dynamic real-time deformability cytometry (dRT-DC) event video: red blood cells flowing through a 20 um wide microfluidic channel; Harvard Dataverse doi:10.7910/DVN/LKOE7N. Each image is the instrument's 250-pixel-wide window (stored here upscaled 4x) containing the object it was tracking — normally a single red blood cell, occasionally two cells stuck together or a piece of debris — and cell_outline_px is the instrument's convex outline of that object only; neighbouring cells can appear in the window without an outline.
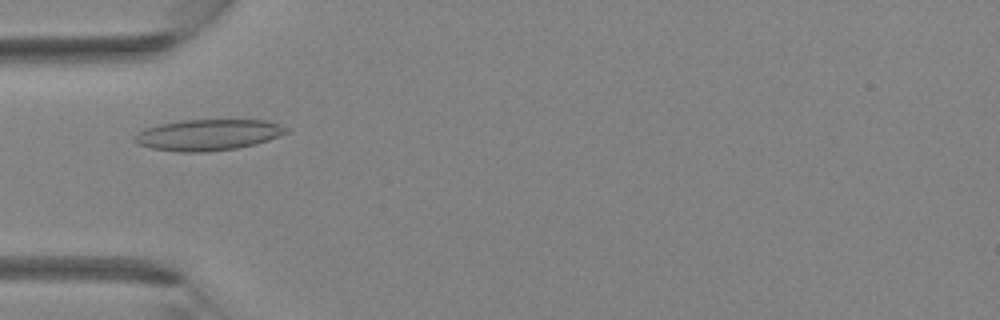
{"species": "Egyptian fruit bat (a non-hibernating species)", "species_latin": "Rousettus aegyptiacus", "temperature_condition": "room temperature", "stored_images_in_passage": 37, "camera_frame_rate_fps": 3000, "um_per_image_px": 0.085, "animal": {"sex": "female"}, "frame": {"image": 1, "passage_image": 12, "time_ms": 3.667, "image_size_px": [1000, 320], "cell_outline_px": [[292, 128], [288, 132], [268, 140], [256, 144], [236, 148], [208, 152], [176, 152], [152, 148], [136, 144], [132, 136], [136, 132], [144, 128], [160, 124], [184, 120], [268, 120]], "centroid_in_image_um": [17.68, 11.46], "position_along_channel_um": 67.3, "area_um2": 27.8}}
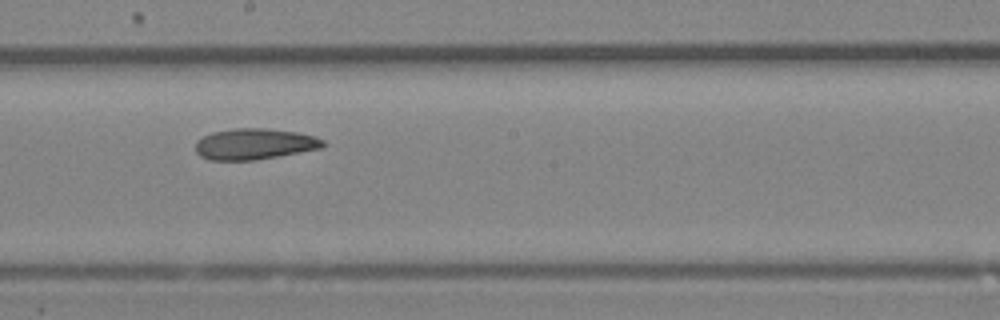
{"frame": {"image": 2, "passage_image": 21, "time_ms": 6.667, "image_size_px": [1000, 320], "cell_outline_px": [[328, 144], [320, 148], [256, 160], [208, 160], [200, 156], [196, 152], [196, 140], [212, 132], [236, 128], [268, 128], [296, 132], [316, 136], [324, 140]], "centroid_in_image_um": [21.63, 12.23], "position_along_channel_um": 226.6, "area_um2": 23.12}}
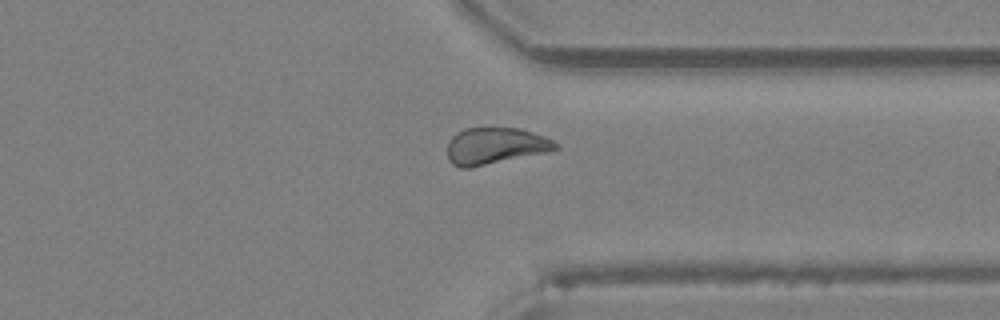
{"frame": {"image": 3, "passage_image": 29, "time_ms": 9.333, "image_size_px": [1000, 320], "cell_outline_px": [[560, 148], [548, 152], [472, 168], [460, 168], [452, 164], [448, 160], [448, 140], [456, 132], [464, 128], [520, 128], [544, 136], [552, 140]], "centroid_in_image_um": [42.07, 12.41], "position_along_channel_um": 369.3, "area_um2": 23.35}}